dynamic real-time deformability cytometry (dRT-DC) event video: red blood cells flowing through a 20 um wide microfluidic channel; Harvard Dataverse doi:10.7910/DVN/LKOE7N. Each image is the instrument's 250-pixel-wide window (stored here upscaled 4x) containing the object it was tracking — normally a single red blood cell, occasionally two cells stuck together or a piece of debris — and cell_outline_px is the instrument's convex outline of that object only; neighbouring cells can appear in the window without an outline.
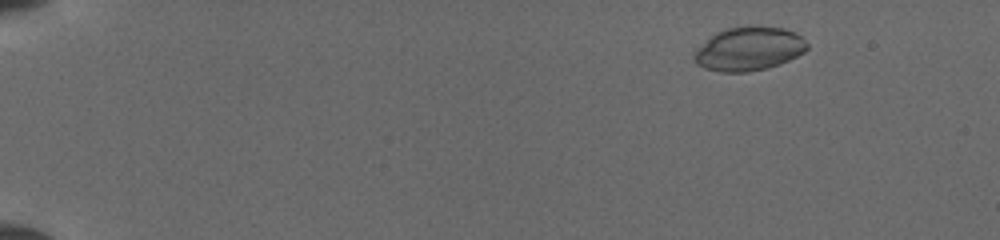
{"species": "common noctule bat (a hibernating species)", "species_latin": "Nyctalus noctula", "temperature_condition": "cold", "stored_images_in_passage": 52, "camera_frame_rate_fps": 3000, "um_per_image_px": 0.085, "animal": {"sex": "female", "body_mass_g": 19.5, "forearm_length_mm": 54.1}, "frame": {"image": 1, "passage_image": 12, "time_ms": 2.0, "image_size_px": [1000, 240], "cell_outline_px": [[808, 48], [804, 52], [788, 60], [764, 68], [748, 72], [720, 72], [704, 68], [696, 64], [692, 60], [692, 52], [716, 32], [728, 28], [748, 24], [784, 28], [796, 32], [808, 44]], "centroid_in_image_um": [63.61, 4.13], "position_along_channel_um": 21.4, "area_um2": 29.07}}
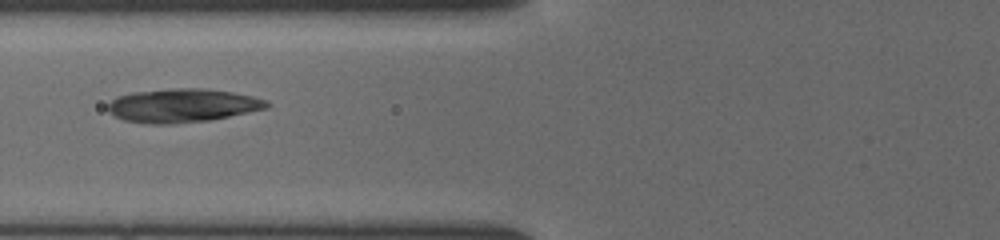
{"frame": {"image": 2, "passage_image": 41, "time_ms": 7.333, "image_size_px": [1000, 240], "cell_outline_px": [[272, 104], [268, 108], [212, 120], [172, 124], [148, 124], [124, 120], [112, 116], [108, 112], [108, 104], [116, 96], [132, 92], [176, 88], [204, 88], [232, 92], [252, 96], [264, 100]], "centroid_in_image_um": [15.49, 8.98], "position_along_channel_um": 110.3, "area_um2": 31.39}}
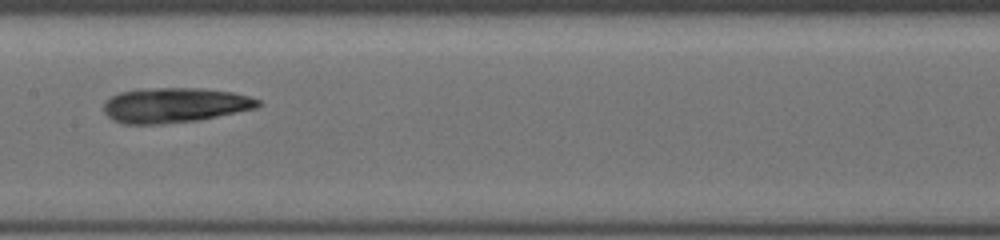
{"frame": {"image": 3, "passage_image": 51, "time_ms": 9.333, "image_size_px": [1000, 240], "cell_outline_px": [[264, 104], [256, 108], [200, 120], [160, 124], [124, 124], [112, 120], [104, 112], [104, 100], [120, 92], [156, 88], [204, 88], [232, 92], [248, 96], [260, 100]], "centroid_in_image_um": [14.87, 8.94], "position_along_channel_um": 192.5, "area_um2": 31.5}}